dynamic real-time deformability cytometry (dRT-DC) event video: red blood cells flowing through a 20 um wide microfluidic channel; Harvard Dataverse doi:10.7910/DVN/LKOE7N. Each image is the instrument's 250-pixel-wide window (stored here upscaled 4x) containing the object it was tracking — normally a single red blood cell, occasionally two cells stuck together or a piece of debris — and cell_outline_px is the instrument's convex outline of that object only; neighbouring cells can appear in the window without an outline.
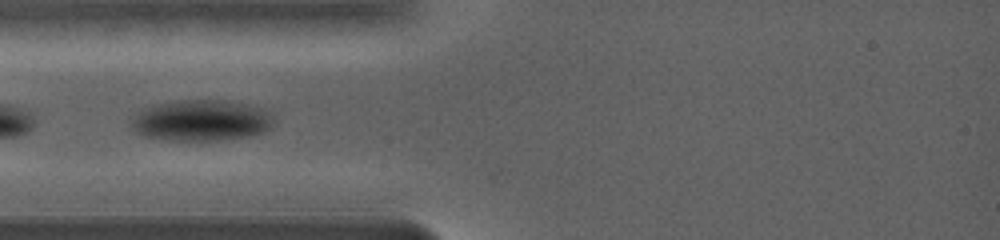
{"species": "common noctule bat (a hibernating species)", "species_latin": "Nyctalus noctula", "temperature_condition": "warm", "stored_images_in_passage": 5, "camera_frame_rate_fps": 5000, "um_per_image_px": 0.085, "animal": {"sex": "female", "body_mass_g": 19.0, "forearm_length_mm": 56.7}, "frame": {"image": 1, "passage_image": 3, "time_ms": 0.8, "image_size_px": [1000, 240], "cell_outline_px": [[272, 120], [268, 128], [264, 132], [252, 136], [220, 140], [164, 140], [140, 136], [132, 128], [128, 116], [140, 108], [180, 100], [220, 100], [240, 104], [256, 108], [272, 116]], "centroid_in_image_um": [16.93, 10.26], "position_along_channel_um": 68.1, "area_um2": 33.99}}